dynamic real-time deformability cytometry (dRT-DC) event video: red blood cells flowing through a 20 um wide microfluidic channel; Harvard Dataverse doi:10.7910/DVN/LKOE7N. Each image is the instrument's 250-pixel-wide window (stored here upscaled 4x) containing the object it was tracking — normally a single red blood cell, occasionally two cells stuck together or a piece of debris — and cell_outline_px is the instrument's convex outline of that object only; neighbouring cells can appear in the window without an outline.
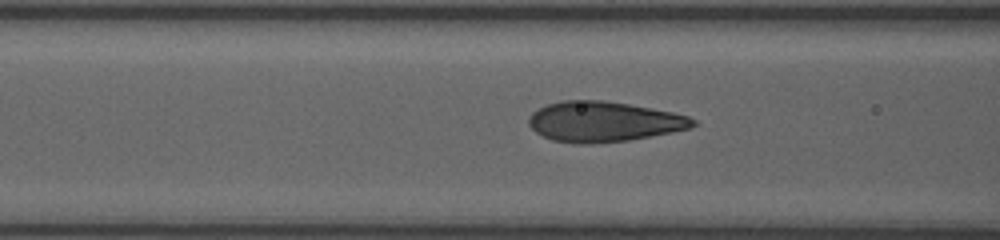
{"species": "human", "species_latin": "Homo sapiens", "temperature_condition": "room temperature", "stored_images_in_passage": 36, "camera_frame_rate_fps": 3000, "um_per_image_px": 0.085, "donor": {"sex": "female"}, "frame": {"image": 1, "passage_image": 16, "time_ms": 6.0, "image_size_px": [1000, 240], "cell_outline_px": [[696, 124], [688, 128], [628, 140], [592, 144], [572, 144], [552, 140], [536, 132], [528, 124], [528, 120], [532, 112], [548, 104], [560, 100], [604, 100], [628, 104], [672, 112], [688, 116], [696, 120]], "centroid_in_image_um": [51.26, 10.34], "position_along_channel_um": 115.3, "area_um2": 38.26}}
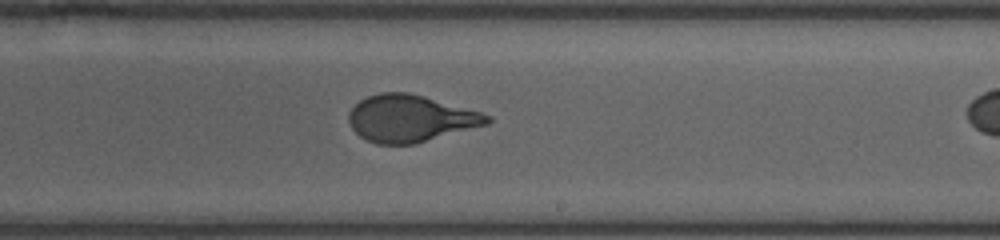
{"frame": {"image": 2, "passage_image": 23, "time_ms": 9.667, "image_size_px": [1000, 240], "cell_outline_px": [[492, 120], [488, 124], [416, 144], [376, 144], [360, 136], [352, 128], [348, 120], [348, 112], [360, 100], [368, 96], [380, 92], [408, 92], [424, 96], [480, 112], [492, 116]], "centroid_in_image_um": [34.88, 10.07], "position_along_channel_um": 254.1, "area_um2": 37.8}}
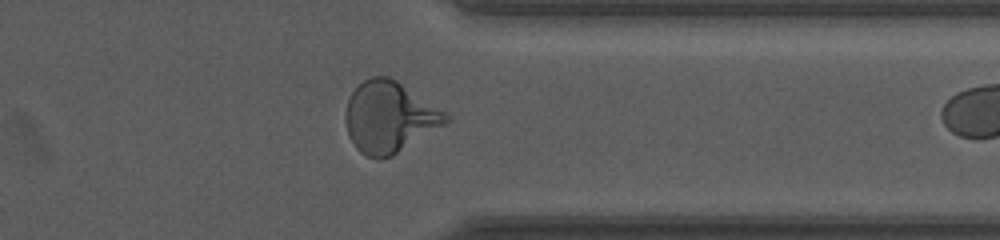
{"frame": {"image": 3, "passage_image": 34, "time_ms": 13.0, "image_size_px": [1000, 240], "cell_outline_px": [[452, 120], [448, 124], [392, 156], [380, 160], [376, 160], [360, 152], [356, 148], [348, 132], [344, 116], [348, 100], [352, 92], [364, 80], [372, 76], [388, 76], [396, 80], [452, 116]], "centroid_in_image_um": [33.13, 9.98], "position_along_channel_um": 378.3, "area_um2": 41.73}}